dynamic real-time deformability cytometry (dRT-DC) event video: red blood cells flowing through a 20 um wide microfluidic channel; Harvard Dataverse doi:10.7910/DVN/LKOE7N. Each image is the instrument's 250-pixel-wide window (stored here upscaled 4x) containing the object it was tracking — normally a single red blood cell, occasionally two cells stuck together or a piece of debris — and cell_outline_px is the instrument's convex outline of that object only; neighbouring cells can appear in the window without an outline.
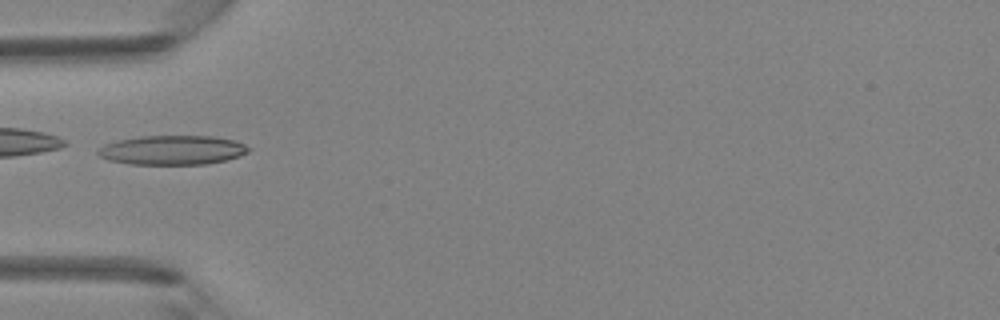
{"species": "Egyptian fruit bat (a non-hibernating species)", "species_latin": "Rousettus aegyptiacus", "temperature_condition": "room temperature", "stored_images_in_passage": 30, "camera_frame_rate_fps": 3000, "um_per_image_px": 0.085, "animal": {"sex": "female"}, "frame": {"image": 1, "passage_image": 1, "time_ms": 0.0, "image_size_px": [1000, 320], "cell_outline_px": [[252, 148], [248, 152], [240, 156], [224, 160], [204, 164], [132, 164], [108, 160], [100, 156], [96, 152], [104, 144], [120, 140], [140, 136], [212, 136], [236, 140]], "centroid_in_image_um": [14.68, 12.75], "position_along_channel_um": 70.3, "area_um2": 25.66}}
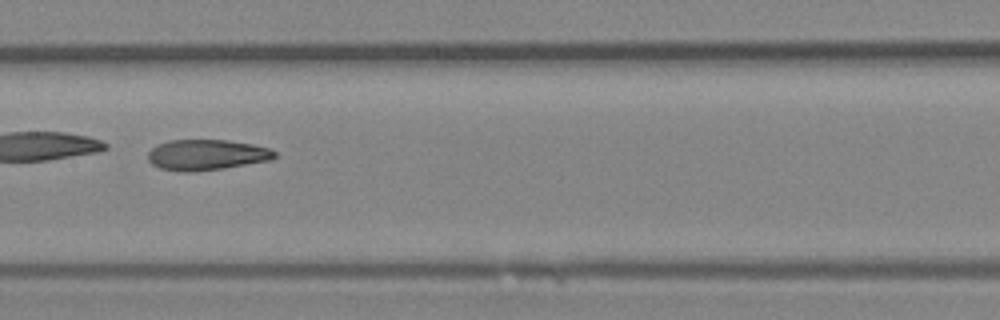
{"frame": {"image": 2, "passage_image": 9, "time_ms": 2.667, "image_size_px": [1000, 320], "cell_outline_px": [[276, 156], [268, 160], [224, 168], [192, 172], [180, 172], [160, 168], [152, 164], [148, 160], [148, 152], [152, 148], [168, 140], [228, 140], [252, 144], [268, 148], [276, 152]], "centroid_in_image_um": [17.52, 13.16], "position_along_channel_um": 189.9, "area_um2": 22.48}}